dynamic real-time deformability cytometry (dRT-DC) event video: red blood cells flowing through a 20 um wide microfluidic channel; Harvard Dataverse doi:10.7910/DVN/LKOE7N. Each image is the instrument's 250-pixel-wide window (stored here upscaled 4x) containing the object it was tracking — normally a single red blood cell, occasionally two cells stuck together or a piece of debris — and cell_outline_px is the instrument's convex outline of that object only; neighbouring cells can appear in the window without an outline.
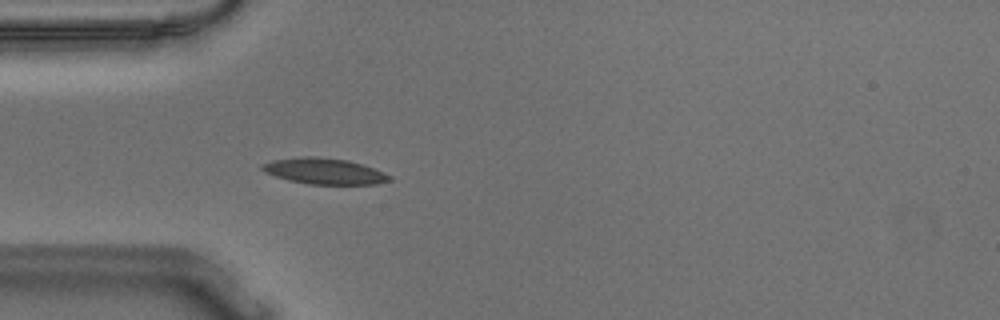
{"species": "Egyptian fruit bat (a non-hibernating species)", "species_latin": "Rousettus aegyptiacus", "temperature_condition": "warm", "stored_images_in_passage": 40, "camera_frame_rate_fps": 3000, "um_per_image_px": 0.085, "animal": {"sex": "male"}, "frame": {"image": 1, "passage_image": 2, "time_ms": 0.333, "image_size_px": [1000, 320], "cell_outline_px": [[392, 180], [376, 184], [308, 184], [288, 180], [264, 172], [260, 168], [260, 164], [272, 160], [300, 156], [316, 156], [348, 160], [384, 172], [392, 176]], "centroid_in_image_um": [27.53, 14.54], "position_along_channel_um": 57.5, "area_um2": 19.36}}
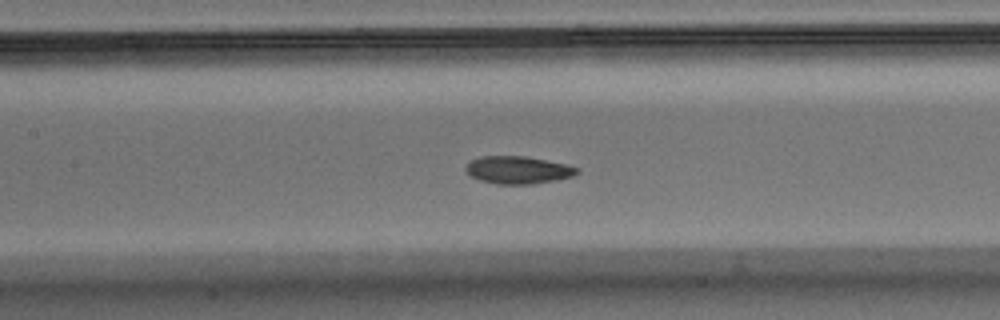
{"frame": {"image": 2, "passage_image": 11, "time_ms": 3.333, "image_size_px": [1000, 320], "cell_outline_px": [[580, 172], [572, 176], [556, 180], [532, 184], [496, 184], [480, 180], [472, 176], [464, 168], [472, 160], [480, 156], [524, 156], [564, 164], [580, 168]], "centroid_in_image_um": [44.04, 14.45], "position_along_channel_um": 163.4, "area_um2": 17.69}}
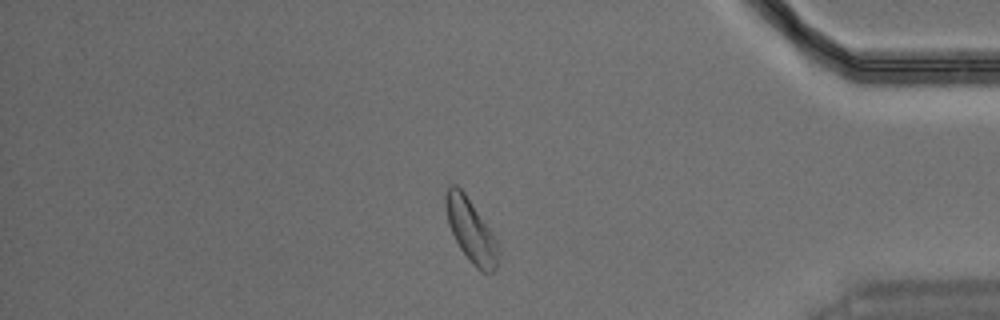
{"frame": {"image": 3, "passage_image": 33, "time_ms": 10.667, "image_size_px": [1000, 320], "cell_outline_px": [[496, 268], [492, 272], [480, 272], [472, 264], [460, 248], [448, 224], [444, 208], [444, 192], [448, 184], [456, 184], [464, 192], [492, 232], [496, 240]], "centroid_in_image_um": [39.95, 19.52], "position_along_channel_um": 395.3, "area_um2": 19.13}, "authors_computed_cell_mechanics": {"area_um2": 18.207, "velocity_mm_per_s": 3.6004, "shape_relaxation_time_tau1_ms": 3.5827, "shape_relaxation_time_tau2_ms": 3.9875, "deformation_change_tau1": 0.1128, "deformation_change_tau2": 0.0867}}